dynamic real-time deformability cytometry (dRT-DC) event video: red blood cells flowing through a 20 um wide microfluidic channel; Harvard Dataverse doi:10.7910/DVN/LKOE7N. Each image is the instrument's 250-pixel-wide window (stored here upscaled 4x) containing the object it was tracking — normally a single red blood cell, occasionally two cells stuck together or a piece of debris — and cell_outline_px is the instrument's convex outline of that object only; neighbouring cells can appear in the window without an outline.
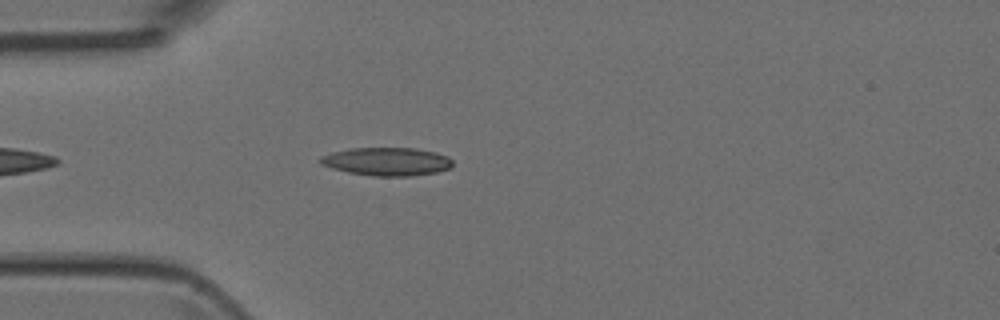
{"species": "Egyptian fruit bat (a non-hibernating species)", "species_latin": "Rousettus aegyptiacus", "temperature_condition": "room temperature", "stored_images_in_passage": 8, "camera_frame_rate_fps": 3000, "um_per_image_px": 0.085, "animal": {"sex": "female"}, "frame": {"image": 1, "passage_image": 4, "time_ms": 1.0, "image_size_px": [1000, 320], "cell_outline_px": [[452, 168], [436, 172], [408, 176], [372, 176], [348, 172], [332, 168], [320, 164], [320, 156], [332, 152], [352, 148], [416, 148], [436, 152], [448, 156], [452, 160]], "centroid_in_image_um": [32.9, 13.73], "position_along_channel_um": 52.1, "area_um2": 21.79}}
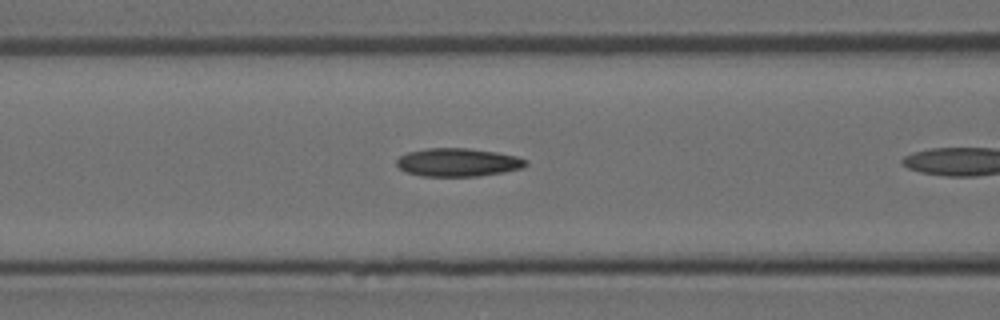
{"frame": {"image": 2, "passage_image": 7, "time_ms": 2.0, "image_size_px": [1000, 320], "cell_outline_px": [[528, 164], [524, 168], [504, 172], [480, 176], [424, 176], [404, 172], [396, 164], [396, 160], [400, 156], [408, 152], [424, 148], [468, 148], [496, 152], [516, 156], [528, 160]], "centroid_in_image_um": [38.94, 13.8], "position_along_channel_um": 127.7, "area_um2": 21.44}}